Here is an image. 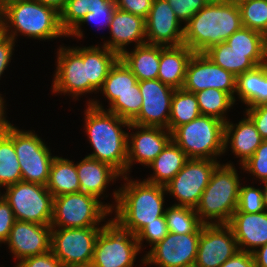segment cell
Returning <instances> with one entry per match:
<instances>
[{"instance_id":"obj_1","label":"cell","mask_w":267,"mask_h":267,"mask_svg":"<svg viewBox=\"0 0 267 267\" xmlns=\"http://www.w3.org/2000/svg\"><path fill=\"white\" fill-rule=\"evenodd\" d=\"M84 111L85 132L93 152L87 156L109 164L121 176L126 175L128 133L122 127L130 122L104 109L99 100L89 98Z\"/></svg>"},{"instance_id":"obj_2","label":"cell","mask_w":267,"mask_h":267,"mask_svg":"<svg viewBox=\"0 0 267 267\" xmlns=\"http://www.w3.org/2000/svg\"><path fill=\"white\" fill-rule=\"evenodd\" d=\"M128 178L127 175L122 176L120 179L127 182L112 193L115 200V216L112 219L123 230L136 235L147 223L165 214L166 190L165 186L144 179L134 181Z\"/></svg>"},{"instance_id":"obj_3","label":"cell","mask_w":267,"mask_h":267,"mask_svg":"<svg viewBox=\"0 0 267 267\" xmlns=\"http://www.w3.org/2000/svg\"><path fill=\"white\" fill-rule=\"evenodd\" d=\"M242 26L235 0L206 4L184 25L183 44L194 53H204L211 46L225 42Z\"/></svg>"},{"instance_id":"obj_4","label":"cell","mask_w":267,"mask_h":267,"mask_svg":"<svg viewBox=\"0 0 267 267\" xmlns=\"http://www.w3.org/2000/svg\"><path fill=\"white\" fill-rule=\"evenodd\" d=\"M0 23L4 35L14 41L18 35L40 41L67 37L60 26V13L36 0L6 3L0 8Z\"/></svg>"},{"instance_id":"obj_5","label":"cell","mask_w":267,"mask_h":267,"mask_svg":"<svg viewBox=\"0 0 267 267\" xmlns=\"http://www.w3.org/2000/svg\"><path fill=\"white\" fill-rule=\"evenodd\" d=\"M234 164H219L195 208L203 224H228L237 210L240 183ZM210 220V221H209Z\"/></svg>"},{"instance_id":"obj_6","label":"cell","mask_w":267,"mask_h":267,"mask_svg":"<svg viewBox=\"0 0 267 267\" xmlns=\"http://www.w3.org/2000/svg\"><path fill=\"white\" fill-rule=\"evenodd\" d=\"M224 122L200 115L171 132V140L189 159L217 160L224 152Z\"/></svg>"},{"instance_id":"obj_7","label":"cell","mask_w":267,"mask_h":267,"mask_svg":"<svg viewBox=\"0 0 267 267\" xmlns=\"http://www.w3.org/2000/svg\"><path fill=\"white\" fill-rule=\"evenodd\" d=\"M114 208L115 204H104L98 198L82 192L56 196L53 199L51 227H99Z\"/></svg>"},{"instance_id":"obj_8","label":"cell","mask_w":267,"mask_h":267,"mask_svg":"<svg viewBox=\"0 0 267 267\" xmlns=\"http://www.w3.org/2000/svg\"><path fill=\"white\" fill-rule=\"evenodd\" d=\"M4 189L0 194L11 206L16 220L51 225L54 197L46 186L20 181Z\"/></svg>"},{"instance_id":"obj_9","label":"cell","mask_w":267,"mask_h":267,"mask_svg":"<svg viewBox=\"0 0 267 267\" xmlns=\"http://www.w3.org/2000/svg\"><path fill=\"white\" fill-rule=\"evenodd\" d=\"M140 251L136 235L123 230L111 218L97 237L91 266L134 267Z\"/></svg>"},{"instance_id":"obj_10","label":"cell","mask_w":267,"mask_h":267,"mask_svg":"<svg viewBox=\"0 0 267 267\" xmlns=\"http://www.w3.org/2000/svg\"><path fill=\"white\" fill-rule=\"evenodd\" d=\"M34 130L24 131L12 124V141L21 168L22 181L46 186L55 156Z\"/></svg>"},{"instance_id":"obj_11","label":"cell","mask_w":267,"mask_h":267,"mask_svg":"<svg viewBox=\"0 0 267 267\" xmlns=\"http://www.w3.org/2000/svg\"><path fill=\"white\" fill-rule=\"evenodd\" d=\"M57 67L53 77L52 93L70 95L73 99L83 94L99 92L89 81L87 62H83L82 47L59 46Z\"/></svg>"},{"instance_id":"obj_12","label":"cell","mask_w":267,"mask_h":267,"mask_svg":"<svg viewBox=\"0 0 267 267\" xmlns=\"http://www.w3.org/2000/svg\"><path fill=\"white\" fill-rule=\"evenodd\" d=\"M110 220L100 227L52 228L51 251L63 265L91 264L97 237Z\"/></svg>"},{"instance_id":"obj_13","label":"cell","mask_w":267,"mask_h":267,"mask_svg":"<svg viewBox=\"0 0 267 267\" xmlns=\"http://www.w3.org/2000/svg\"><path fill=\"white\" fill-rule=\"evenodd\" d=\"M218 160L189 159L184 167L165 185L166 194L178 201L174 205L196 208L207 187Z\"/></svg>"},{"instance_id":"obj_14","label":"cell","mask_w":267,"mask_h":267,"mask_svg":"<svg viewBox=\"0 0 267 267\" xmlns=\"http://www.w3.org/2000/svg\"><path fill=\"white\" fill-rule=\"evenodd\" d=\"M200 233L168 235L146 252L143 265L158 267H192L195 264Z\"/></svg>"},{"instance_id":"obj_15","label":"cell","mask_w":267,"mask_h":267,"mask_svg":"<svg viewBox=\"0 0 267 267\" xmlns=\"http://www.w3.org/2000/svg\"><path fill=\"white\" fill-rule=\"evenodd\" d=\"M183 89L197 93L206 89H218L228 93L236 102V77L215 64L205 53H194L190 58Z\"/></svg>"},{"instance_id":"obj_16","label":"cell","mask_w":267,"mask_h":267,"mask_svg":"<svg viewBox=\"0 0 267 267\" xmlns=\"http://www.w3.org/2000/svg\"><path fill=\"white\" fill-rule=\"evenodd\" d=\"M143 103L139 114L130 122L140 126L168 130L171 102L175 89L159 79L138 81Z\"/></svg>"},{"instance_id":"obj_17","label":"cell","mask_w":267,"mask_h":267,"mask_svg":"<svg viewBox=\"0 0 267 267\" xmlns=\"http://www.w3.org/2000/svg\"><path fill=\"white\" fill-rule=\"evenodd\" d=\"M237 251V241L228 224H203L194 266L220 267Z\"/></svg>"},{"instance_id":"obj_18","label":"cell","mask_w":267,"mask_h":267,"mask_svg":"<svg viewBox=\"0 0 267 267\" xmlns=\"http://www.w3.org/2000/svg\"><path fill=\"white\" fill-rule=\"evenodd\" d=\"M131 128L136 131L132 134L128 132L127 176L133 162L148 166L171 141V132L165 128L130 123L128 130H131Z\"/></svg>"},{"instance_id":"obj_19","label":"cell","mask_w":267,"mask_h":267,"mask_svg":"<svg viewBox=\"0 0 267 267\" xmlns=\"http://www.w3.org/2000/svg\"><path fill=\"white\" fill-rule=\"evenodd\" d=\"M51 230V225L16 220L4 245L7 243L18 263L25 258L49 252Z\"/></svg>"},{"instance_id":"obj_20","label":"cell","mask_w":267,"mask_h":267,"mask_svg":"<svg viewBox=\"0 0 267 267\" xmlns=\"http://www.w3.org/2000/svg\"><path fill=\"white\" fill-rule=\"evenodd\" d=\"M146 43L159 46L183 44L184 26L166 0H155L145 19Z\"/></svg>"},{"instance_id":"obj_21","label":"cell","mask_w":267,"mask_h":267,"mask_svg":"<svg viewBox=\"0 0 267 267\" xmlns=\"http://www.w3.org/2000/svg\"><path fill=\"white\" fill-rule=\"evenodd\" d=\"M111 40L104 41L103 46L115 52L119 57L127 51L126 46L134 47L146 44V24L141 16L115 8L108 28Z\"/></svg>"},{"instance_id":"obj_22","label":"cell","mask_w":267,"mask_h":267,"mask_svg":"<svg viewBox=\"0 0 267 267\" xmlns=\"http://www.w3.org/2000/svg\"><path fill=\"white\" fill-rule=\"evenodd\" d=\"M228 225L232 228L241 251L252 253L267 244V211L234 212Z\"/></svg>"},{"instance_id":"obj_23","label":"cell","mask_w":267,"mask_h":267,"mask_svg":"<svg viewBox=\"0 0 267 267\" xmlns=\"http://www.w3.org/2000/svg\"><path fill=\"white\" fill-rule=\"evenodd\" d=\"M244 116L238 124L230 121L224 124V152L231 147L232 153L240 159V165L255 153L263 141L252 120L246 114Z\"/></svg>"},{"instance_id":"obj_24","label":"cell","mask_w":267,"mask_h":267,"mask_svg":"<svg viewBox=\"0 0 267 267\" xmlns=\"http://www.w3.org/2000/svg\"><path fill=\"white\" fill-rule=\"evenodd\" d=\"M80 182L79 192L92 195L98 199L104 195L110 182L121 178V175L109 164L85 156L76 164ZM120 176V177H119Z\"/></svg>"},{"instance_id":"obj_25","label":"cell","mask_w":267,"mask_h":267,"mask_svg":"<svg viewBox=\"0 0 267 267\" xmlns=\"http://www.w3.org/2000/svg\"><path fill=\"white\" fill-rule=\"evenodd\" d=\"M193 54L185 44L161 46L158 79L174 89L183 88L187 65Z\"/></svg>"},{"instance_id":"obj_26","label":"cell","mask_w":267,"mask_h":267,"mask_svg":"<svg viewBox=\"0 0 267 267\" xmlns=\"http://www.w3.org/2000/svg\"><path fill=\"white\" fill-rule=\"evenodd\" d=\"M125 51L119 58L138 81L158 79L161 46L143 44Z\"/></svg>"},{"instance_id":"obj_27","label":"cell","mask_w":267,"mask_h":267,"mask_svg":"<svg viewBox=\"0 0 267 267\" xmlns=\"http://www.w3.org/2000/svg\"><path fill=\"white\" fill-rule=\"evenodd\" d=\"M189 160L183 150L172 140L162 152L148 165L153 174L145 181L161 186L167 185Z\"/></svg>"},{"instance_id":"obj_28","label":"cell","mask_w":267,"mask_h":267,"mask_svg":"<svg viewBox=\"0 0 267 267\" xmlns=\"http://www.w3.org/2000/svg\"><path fill=\"white\" fill-rule=\"evenodd\" d=\"M225 42L234 53L247 54L257 66L267 62V38L258 31L242 26Z\"/></svg>"},{"instance_id":"obj_29","label":"cell","mask_w":267,"mask_h":267,"mask_svg":"<svg viewBox=\"0 0 267 267\" xmlns=\"http://www.w3.org/2000/svg\"><path fill=\"white\" fill-rule=\"evenodd\" d=\"M73 162L59 156L53 159L46 185L53 197L79 192L80 182L76 164Z\"/></svg>"},{"instance_id":"obj_30","label":"cell","mask_w":267,"mask_h":267,"mask_svg":"<svg viewBox=\"0 0 267 267\" xmlns=\"http://www.w3.org/2000/svg\"><path fill=\"white\" fill-rule=\"evenodd\" d=\"M119 56L106 46H83V62H87L88 81L99 90Z\"/></svg>"},{"instance_id":"obj_31","label":"cell","mask_w":267,"mask_h":267,"mask_svg":"<svg viewBox=\"0 0 267 267\" xmlns=\"http://www.w3.org/2000/svg\"><path fill=\"white\" fill-rule=\"evenodd\" d=\"M109 100V106L126 92H140L137 78L119 58L111 67L102 87L98 90Z\"/></svg>"},{"instance_id":"obj_32","label":"cell","mask_w":267,"mask_h":267,"mask_svg":"<svg viewBox=\"0 0 267 267\" xmlns=\"http://www.w3.org/2000/svg\"><path fill=\"white\" fill-rule=\"evenodd\" d=\"M22 181L21 168L12 141V124L0 135V188ZM1 192V191H0Z\"/></svg>"},{"instance_id":"obj_33","label":"cell","mask_w":267,"mask_h":267,"mask_svg":"<svg viewBox=\"0 0 267 267\" xmlns=\"http://www.w3.org/2000/svg\"><path fill=\"white\" fill-rule=\"evenodd\" d=\"M211 61L231 72L235 77L254 69L257 65L247 54L234 53L226 42L211 46L204 52Z\"/></svg>"},{"instance_id":"obj_34","label":"cell","mask_w":267,"mask_h":267,"mask_svg":"<svg viewBox=\"0 0 267 267\" xmlns=\"http://www.w3.org/2000/svg\"><path fill=\"white\" fill-rule=\"evenodd\" d=\"M201 115L195 93L183 88L175 89L170 111L168 130L172 132L178 126L189 123Z\"/></svg>"},{"instance_id":"obj_35","label":"cell","mask_w":267,"mask_h":267,"mask_svg":"<svg viewBox=\"0 0 267 267\" xmlns=\"http://www.w3.org/2000/svg\"><path fill=\"white\" fill-rule=\"evenodd\" d=\"M201 115L214 117L226 123L227 112L235 104L234 99L218 89H206L195 93Z\"/></svg>"},{"instance_id":"obj_36","label":"cell","mask_w":267,"mask_h":267,"mask_svg":"<svg viewBox=\"0 0 267 267\" xmlns=\"http://www.w3.org/2000/svg\"><path fill=\"white\" fill-rule=\"evenodd\" d=\"M164 216L170 233H201L203 223L194 208L172 204L166 208Z\"/></svg>"},{"instance_id":"obj_37","label":"cell","mask_w":267,"mask_h":267,"mask_svg":"<svg viewBox=\"0 0 267 267\" xmlns=\"http://www.w3.org/2000/svg\"><path fill=\"white\" fill-rule=\"evenodd\" d=\"M242 25L262 33L267 38V0H235Z\"/></svg>"},{"instance_id":"obj_38","label":"cell","mask_w":267,"mask_h":267,"mask_svg":"<svg viewBox=\"0 0 267 267\" xmlns=\"http://www.w3.org/2000/svg\"><path fill=\"white\" fill-rule=\"evenodd\" d=\"M116 5L114 0H90L89 12L81 20V22L67 35V37L72 36L76 38H83V31L81 25L94 23L101 24L102 27L109 28L110 21L115 11Z\"/></svg>"},{"instance_id":"obj_39","label":"cell","mask_w":267,"mask_h":267,"mask_svg":"<svg viewBox=\"0 0 267 267\" xmlns=\"http://www.w3.org/2000/svg\"><path fill=\"white\" fill-rule=\"evenodd\" d=\"M260 65L236 77V92L239 101L248 108L259 105Z\"/></svg>"},{"instance_id":"obj_40","label":"cell","mask_w":267,"mask_h":267,"mask_svg":"<svg viewBox=\"0 0 267 267\" xmlns=\"http://www.w3.org/2000/svg\"><path fill=\"white\" fill-rule=\"evenodd\" d=\"M143 103L140 92H126L118 97L107 111L131 122L138 114Z\"/></svg>"},{"instance_id":"obj_41","label":"cell","mask_w":267,"mask_h":267,"mask_svg":"<svg viewBox=\"0 0 267 267\" xmlns=\"http://www.w3.org/2000/svg\"><path fill=\"white\" fill-rule=\"evenodd\" d=\"M90 0H67L60 12V26L68 35L89 12Z\"/></svg>"},{"instance_id":"obj_42","label":"cell","mask_w":267,"mask_h":267,"mask_svg":"<svg viewBox=\"0 0 267 267\" xmlns=\"http://www.w3.org/2000/svg\"><path fill=\"white\" fill-rule=\"evenodd\" d=\"M237 210L235 212L259 213L265 211L263 190L241 183Z\"/></svg>"},{"instance_id":"obj_43","label":"cell","mask_w":267,"mask_h":267,"mask_svg":"<svg viewBox=\"0 0 267 267\" xmlns=\"http://www.w3.org/2000/svg\"><path fill=\"white\" fill-rule=\"evenodd\" d=\"M168 227L166 224L165 216H161L154 220L152 223H147L137 234L136 240L139 244L140 250H142L143 242L149 243V246L153 247L160 241H162L168 235Z\"/></svg>"},{"instance_id":"obj_44","label":"cell","mask_w":267,"mask_h":267,"mask_svg":"<svg viewBox=\"0 0 267 267\" xmlns=\"http://www.w3.org/2000/svg\"><path fill=\"white\" fill-rule=\"evenodd\" d=\"M241 168L260 182L267 181V140L262 141L255 153L241 165Z\"/></svg>"},{"instance_id":"obj_45","label":"cell","mask_w":267,"mask_h":267,"mask_svg":"<svg viewBox=\"0 0 267 267\" xmlns=\"http://www.w3.org/2000/svg\"><path fill=\"white\" fill-rule=\"evenodd\" d=\"M179 21L186 24L206 4L203 0H166Z\"/></svg>"},{"instance_id":"obj_46","label":"cell","mask_w":267,"mask_h":267,"mask_svg":"<svg viewBox=\"0 0 267 267\" xmlns=\"http://www.w3.org/2000/svg\"><path fill=\"white\" fill-rule=\"evenodd\" d=\"M16 219L9 203L0 194V244L5 243Z\"/></svg>"},{"instance_id":"obj_47","label":"cell","mask_w":267,"mask_h":267,"mask_svg":"<svg viewBox=\"0 0 267 267\" xmlns=\"http://www.w3.org/2000/svg\"><path fill=\"white\" fill-rule=\"evenodd\" d=\"M118 9L146 19L155 0H114Z\"/></svg>"},{"instance_id":"obj_48","label":"cell","mask_w":267,"mask_h":267,"mask_svg":"<svg viewBox=\"0 0 267 267\" xmlns=\"http://www.w3.org/2000/svg\"><path fill=\"white\" fill-rule=\"evenodd\" d=\"M254 123L263 140H267V104L246 108L244 112Z\"/></svg>"},{"instance_id":"obj_49","label":"cell","mask_w":267,"mask_h":267,"mask_svg":"<svg viewBox=\"0 0 267 267\" xmlns=\"http://www.w3.org/2000/svg\"><path fill=\"white\" fill-rule=\"evenodd\" d=\"M62 265L50 250L41 255L25 258L18 262L15 267H62Z\"/></svg>"},{"instance_id":"obj_50","label":"cell","mask_w":267,"mask_h":267,"mask_svg":"<svg viewBox=\"0 0 267 267\" xmlns=\"http://www.w3.org/2000/svg\"><path fill=\"white\" fill-rule=\"evenodd\" d=\"M13 47H15V41L3 34L0 37V78L10 65L13 50H15Z\"/></svg>"},{"instance_id":"obj_51","label":"cell","mask_w":267,"mask_h":267,"mask_svg":"<svg viewBox=\"0 0 267 267\" xmlns=\"http://www.w3.org/2000/svg\"><path fill=\"white\" fill-rule=\"evenodd\" d=\"M220 267H255L253 254L239 250Z\"/></svg>"},{"instance_id":"obj_52","label":"cell","mask_w":267,"mask_h":267,"mask_svg":"<svg viewBox=\"0 0 267 267\" xmlns=\"http://www.w3.org/2000/svg\"><path fill=\"white\" fill-rule=\"evenodd\" d=\"M267 104V62L260 65L259 105Z\"/></svg>"},{"instance_id":"obj_53","label":"cell","mask_w":267,"mask_h":267,"mask_svg":"<svg viewBox=\"0 0 267 267\" xmlns=\"http://www.w3.org/2000/svg\"><path fill=\"white\" fill-rule=\"evenodd\" d=\"M252 254L255 267H267V244L257 248Z\"/></svg>"},{"instance_id":"obj_54","label":"cell","mask_w":267,"mask_h":267,"mask_svg":"<svg viewBox=\"0 0 267 267\" xmlns=\"http://www.w3.org/2000/svg\"><path fill=\"white\" fill-rule=\"evenodd\" d=\"M5 102L6 101L4 100V98H2V95L0 93V135L6 131L8 125L10 124V121L6 119L7 115L5 116Z\"/></svg>"},{"instance_id":"obj_55","label":"cell","mask_w":267,"mask_h":267,"mask_svg":"<svg viewBox=\"0 0 267 267\" xmlns=\"http://www.w3.org/2000/svg\"><path fill=\"white\" fill-rule=\"evenodd\" d=\"M36 1L40 2L43 5L54 8L58 13H60L64 9L67 2V0H36Z\"/></svg>"},{"instance_id":"obj_56","label":"cell","mask_w":267,"mask_h":267,"mask_svg":"<svg viewBox=\"0 0 267 267\" xmlns=\"http://www.w3.org/2000/svg\"><path fill=\"white\" fill-rule=\"evenodd\" d=\"M264 184L263 187V198H264V206H265V211H267V181L262 182Z\"/></svg>"},{"instance_id":"obj_57","label":"cell","mask_w":267,"mask_h":267,"mask_svg":"<svg viewBox=\"0 0 267 267\" xmlns=\"http://www.w3.org/2000/svg\"><path fill=\"white\" fill-rule=\"evenodd\" d=\"M205 4H218L221 2H227L228 0H203Z\"/></svg>"},{"instance_id":"obj_58","label":"cell","mask_w":267,"mask_h":267,"mask_svg":"<svg viewBox=\"0 0 267 267\" xmlns=\"http://www.w3.org/2000/svg\"><path fill=\"white\" fill-rule=\"evenodd\" d=\"M62 267H92L91 264L87 265H62Z\"/></svg>"},{"instance_id":"obj_59","label":"cell","mask_w":267,"mask_h":267,"mask_svg":"<svg viewBox=\"0 0 267 267\" xmlns=\"http://www.w3.org/2000/svg\"><path fill=\"white\" fill-rule=\"evenodd\" d=\"M12 0H0V8L5 5L6 3L10 2Z\"/></svg>"},{"instance_id":"obj_60","label":"cell","mask_w":267,"mask_h":267,"mask_svg":"<svg viewBox=\"0 0 267 267\" xmlns=\"http://www.w3.org/2000/svg\"><path fill=\"white\" fill-rule=\"evenodd\" d=\"M3 30H2V26H1V23H0V37L3 35Z\"/></svg>"}]
</instances>
